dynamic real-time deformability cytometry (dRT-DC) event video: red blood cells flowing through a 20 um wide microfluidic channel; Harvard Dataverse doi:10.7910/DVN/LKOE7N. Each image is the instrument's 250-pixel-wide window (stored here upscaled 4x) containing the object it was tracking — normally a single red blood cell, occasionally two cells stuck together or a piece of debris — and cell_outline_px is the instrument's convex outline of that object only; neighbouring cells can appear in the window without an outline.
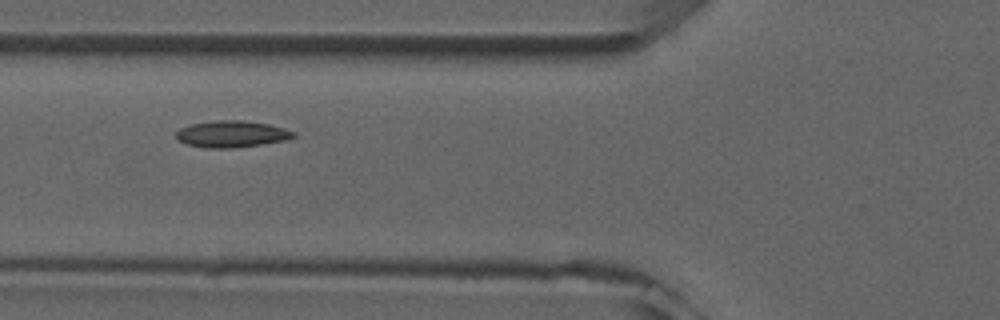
{"species": "common noctule bat (a hibernating species)", "species_latin": "Nyctalus noctula", "temperature_condition": "room temperature", "stored_images_in_passage": 9, "camera_frame_rate_fps": 3000, "um_per_image_px": 0.085, "animal": {"sex": "male", "forearm_length_mm": 52.5}, "frame": {"image": 1, "passage_image": 6, "time_ms": 6.667, "image_size_px": [1000, 320], "cell_outline_px": [[296, 136], [288, 140], [232, 148], [208, 148], [188, 144], [180, 140], [176, 136], [176, 132], [180, 128], [192, 124], [216, 120], [244, 120], [268, 124], [284, 128], [296, 132]], "centroid_in_image_um": [19.74, 11.38], "position_along_channel_um": 106.1, "area_um2": 18.09}}
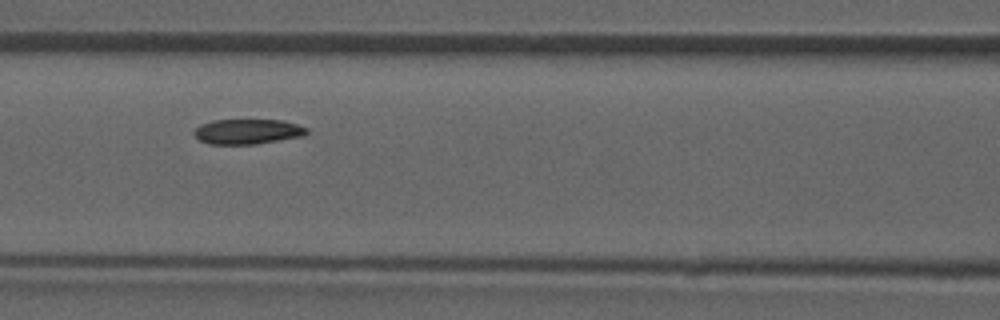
{"frame": {"image": 2, "passage_image": 7, "time_ms": 7.667, "image_size_px": [1000, 320], "cell_outline_px": [[308, 132], [304, 136], [256, 144], [208, 144], [200, 140], [192, 132], [200, 124], [212, 120], [280, 120], [296, 124], [308, 128]], "centroid_in_image_um": [21.03, 11.18], "position_along_channel_um": 145.6, "area_um2": 16.47}}